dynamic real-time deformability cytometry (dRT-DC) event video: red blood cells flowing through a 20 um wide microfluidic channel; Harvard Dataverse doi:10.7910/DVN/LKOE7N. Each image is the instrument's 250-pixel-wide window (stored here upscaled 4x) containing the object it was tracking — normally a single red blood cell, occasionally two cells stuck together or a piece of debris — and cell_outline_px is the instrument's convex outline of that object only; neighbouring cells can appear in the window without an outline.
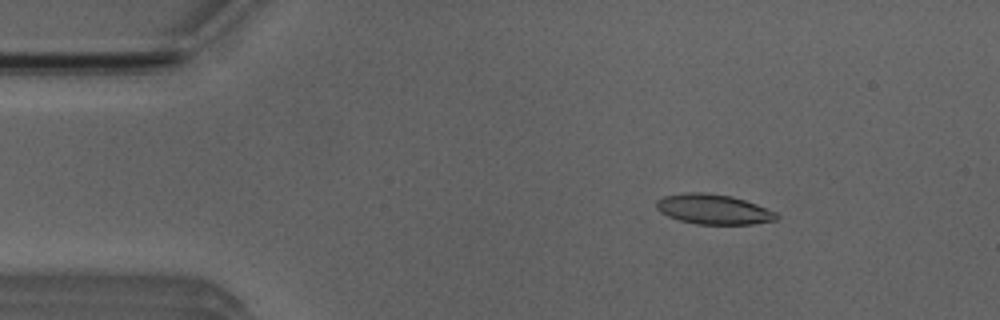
{"species": "Egyptian fruit bat (a non-hibernating species)", "species_latin": "Rousettus aegyptiacus", "temperature_condition": "room temperature", "stored_images_in_passage": 3, "camera_frame_rate_fps": 3000, "um_per_image_px": 0.085, "animal": {"sex": "male"}, "frame": {"image": 1, "passage_image": 2, "time_ms": 1.333, "image_size_px": [1000, 320], "cell_outline_px": [[780, 216], [776, 220], [752, 224], [696, 224], [680, 220], [668, 216], [660, 212], [656, 208], [656, 200], [664, 196], [688, 192], [704, 192], [732, 196], [756, 204], [776, 212]], "centroid_in_image_um": [60.64, 17.78], "position_along_channel_um": 24.4, "area_um2": 20.98}}